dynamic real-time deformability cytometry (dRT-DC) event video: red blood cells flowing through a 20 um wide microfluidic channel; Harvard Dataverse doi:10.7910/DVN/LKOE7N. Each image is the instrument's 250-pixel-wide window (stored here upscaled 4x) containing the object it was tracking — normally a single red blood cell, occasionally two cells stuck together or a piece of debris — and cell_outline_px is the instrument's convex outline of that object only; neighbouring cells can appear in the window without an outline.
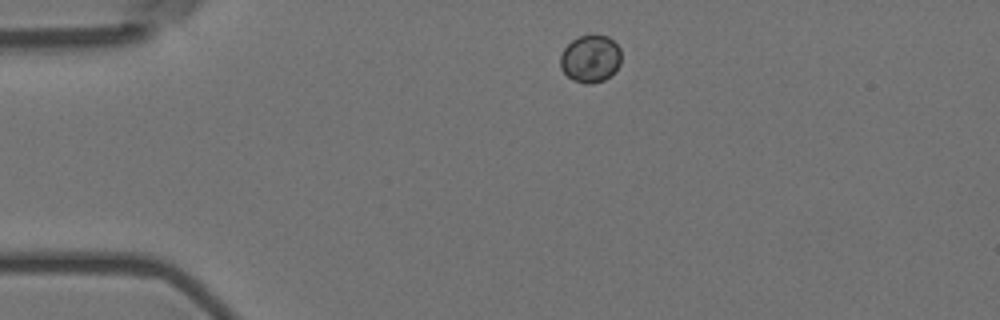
{"species": "Egyptian fruit bat (a non-hibernating species)", "species_latin": "Rousettus aegyptiacus", "temperature_condition": "room temperature", "stored_images_in_passage": 3, "camera_frame_rate_fps": 3000, "um_per_image_px": 0.085, "animal": {"sex": "female"}, "frame": {"image": 1, "passage_image": 1, "time_ms": 0.0, "image_size_px": [1000, 320], "cell_outline_px": [[620, 64], [604, 80], [592, 84], [584, 84], [572, 80], [560, 68], [560, 56], [564, 48], [572, 40], [580, 36], [608, 36], [620, 48]], "centroid_in_image_um": [50.16, 5.01], "position_along_channel_um": 34.8, "area_um2": 16.65}}
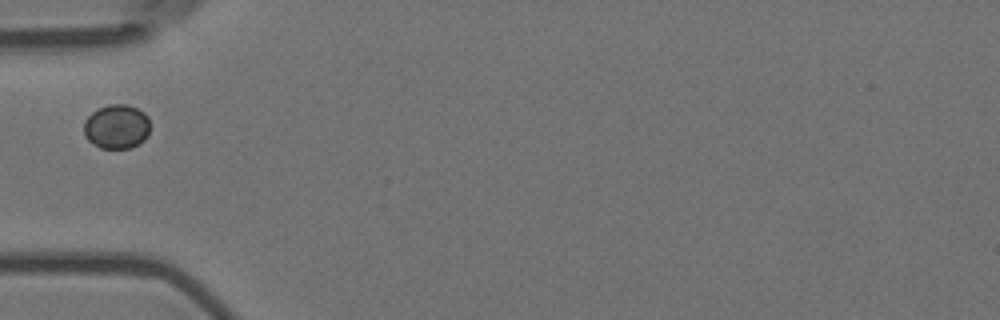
{"frame": {"image": 2, "passage_image": 3, "time_ms": 0.667, "image_size_px": [1000, 320], "cell_outline_px": [[148, 136], [144, 140], [128, 148], [100, 148], [92, 144], [84, 136], [84, 124], [88, 116], [92, 112], [108, 104], [128, 104], [144, 112], [148, 116]], "centroid_in_image_um": [9.9, 10.76], "position_along_channel_um": 75.1, "area_um2": 17.05}}